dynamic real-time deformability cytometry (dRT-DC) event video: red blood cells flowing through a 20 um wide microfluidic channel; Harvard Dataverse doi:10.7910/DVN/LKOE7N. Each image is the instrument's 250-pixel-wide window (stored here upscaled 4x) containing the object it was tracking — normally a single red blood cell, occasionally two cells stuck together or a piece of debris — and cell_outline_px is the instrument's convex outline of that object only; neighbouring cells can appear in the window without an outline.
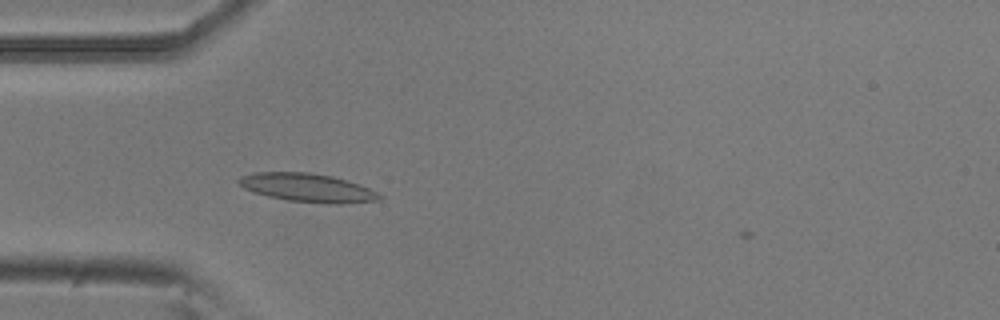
{"species": "common noctule bat (a hibernating species)", "species_latin": "Nyctalus noctula", "temperature_condition": "room temperature", "stored_images_in_passage": 41, "camera_frame_rate_fps": 3000, "um_per_image_px": 0.085, "animal": {"sex": "male", "body_mass_g": 20.5, "forearm_length_mm": 52.5}, "frame": {"image": 1, "passage_image": 4, "time_ms": 1.0, "image_size_px": [1000, 320], "cell_outline_px": [[384, 196], [380, 200], [344, 204], [328, 204], [288, 200], [268, 196], [244, 188], [236, 180], [240, 176], [256, 172], [308, 172], [332, 176], [360, 184]], "centroid_in_image_um": [26.17, 15.96], "position_along_channel_um": 58.8, "area_um2": 23.35}}
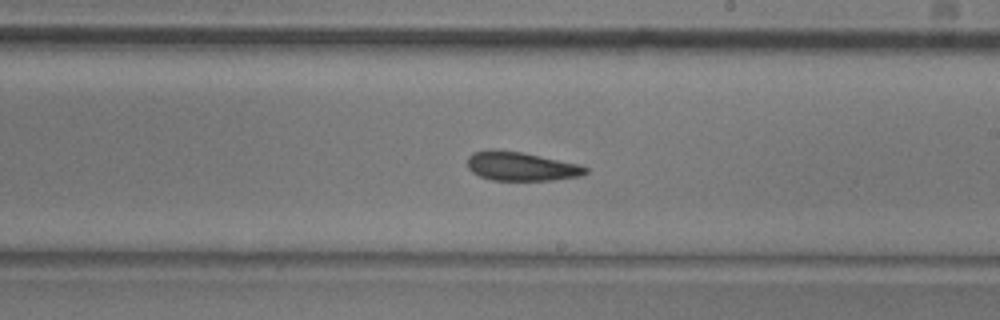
{"frame": {"image": 2, "passage_image": 19, "time_ms": 6.0, "image_size_px": [1000, 320], "cell_outline_px": [[588, 172], [584, 176], [556, 180], [492, 180], [480, 176], [472, 172], [468, 168], [468, 156], [472, 152], [488, 148], [492, 148], [524, 152], [580, 164], [588, 168]], "centroid_in_image_um": [44.31, 14.12], "position_along_channel_um": 244.7, "area_um2": 20.4}}
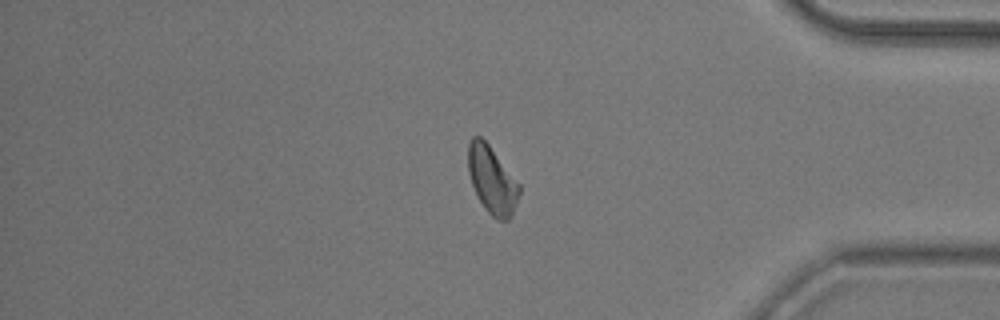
{"frame": {"image": 3, "passage_image": 33, "time_ms": 10.667, "image_size_px": [1000, 320], "cell_outline_px": [[520, 192], [512, 216], [508, 220], [496, 220], [484, 208], [472, 184], [468, 172], [468, 144], [472, 136], [480, 136], [488, 144], [520, 184]], "centroid_in_image_um": [41.82, 15.31], "position_along_channel_um": 393.4, "area_um2": 19.94}}